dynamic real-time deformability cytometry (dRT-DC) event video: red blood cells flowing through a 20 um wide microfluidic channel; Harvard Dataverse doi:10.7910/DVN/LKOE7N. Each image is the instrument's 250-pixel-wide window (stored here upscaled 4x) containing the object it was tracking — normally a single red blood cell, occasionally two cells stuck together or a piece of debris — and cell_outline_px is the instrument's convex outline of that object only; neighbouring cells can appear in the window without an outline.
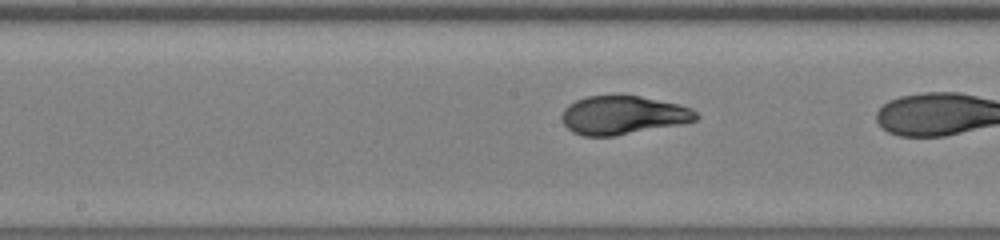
{"species": "human", "species_latin": "Homo sapiens", "temperature_condition": "warm", "stored_images_in_passage": 11, "camera_frame_rate_fps": 3000, "um_per_image_px": 0.085, "donor": {"sex": "male"}, "frame": {"image": 1, "passage_image": 10, "time_ms": 3.0, "image_size_px": [1000, 240], "cell_outline_px": [[700, 116], [696, 120], [684, 124], [612, 136], [584, 136], [572, 132], [564, 124], [560, 116], [564, 108], [568, 104], [576, 100], [588, 96], [620, 92], [624, 92], [676, 104], [692, 108]], "centroid_in_image_um": [52.94, 9.75], "position_along_channel_um": 195.3, "area_um2": 30.98}}